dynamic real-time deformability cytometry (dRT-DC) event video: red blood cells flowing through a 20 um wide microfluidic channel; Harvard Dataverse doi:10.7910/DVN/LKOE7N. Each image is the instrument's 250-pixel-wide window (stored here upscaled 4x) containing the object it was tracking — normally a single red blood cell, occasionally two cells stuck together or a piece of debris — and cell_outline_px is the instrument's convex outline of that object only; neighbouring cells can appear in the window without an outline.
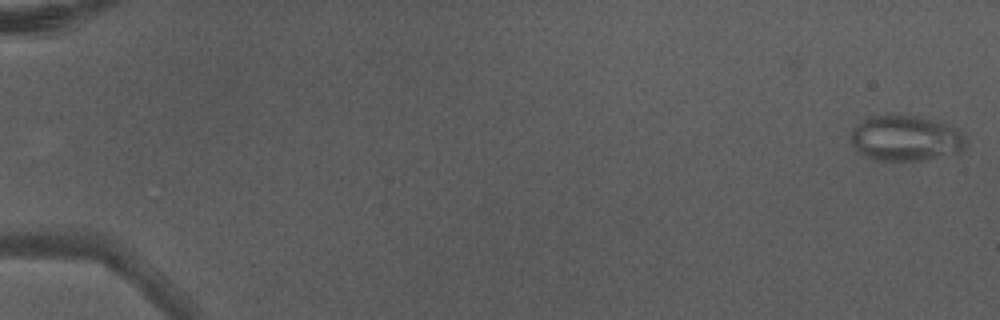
{"species": "Egyptian fruit bat (a non-hibernating species)", "species_latin": "Rousettus aegyptiacus", "temperature_condition": "warm", "stored_images_in_passage": 5, "camera_frame_rate_fps": 3000, "um_per_image_px": 0.085, "animal": {"sex": "male"}, "frame": {"image": 1, "passage_image": 1, "time_ms": 0.0, "image_size_px": [1000, 320], "cell_outline_px": [[964, 148], [960, 152], [928, 160], [876, 160], [864, 156], [856, 152], [848, 136], [848, 132], [860, 120], [868, 116], [888, 112], [896, 112], [916, 116], [948, 124], [964, 132]], "centroid_in_image_um": [76.9, 11.71], "position_along_channel_um": 8.1, "area_um2": 31.73}}